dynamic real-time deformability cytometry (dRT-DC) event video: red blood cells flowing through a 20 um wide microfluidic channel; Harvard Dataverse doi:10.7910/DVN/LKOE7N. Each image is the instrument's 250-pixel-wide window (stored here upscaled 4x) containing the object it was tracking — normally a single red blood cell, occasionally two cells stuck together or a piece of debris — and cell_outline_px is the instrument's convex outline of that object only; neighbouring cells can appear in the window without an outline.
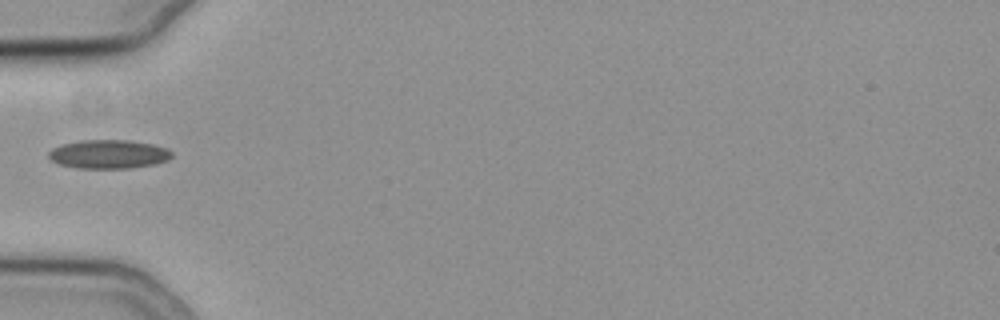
{"species": "common noctule bat (a hibernating species)", "species_latin": "Nyctalus noctula", "temperature_condition": "cold", "stored_images_in_passage": 37, "camera_frame_rate_fps": 3000, "um_per_image_px": 0.085, "animal": {"sex": "female", "body_mass_g": 19.3, "forearm_length_mm": 54.1}, "frame": {"image": 1, "passage_image": 1, "time_ms": 0.0, "image_size_px": [1000, 320], "cell_outline_px": [[172, 156], [168, 160], [156, 164], [132, 168], [76, 168], [60, 164], [52, 160], [48, 156], [48, 152], [52, 148], [64, 144], [80, 140], [128, 140], [152, 144], [168, 148], [172, 152]], "centroid_in_image_um": [9.26, 13.11], "position_along_channel_um": 75.7, "area_um2": 20.69}}
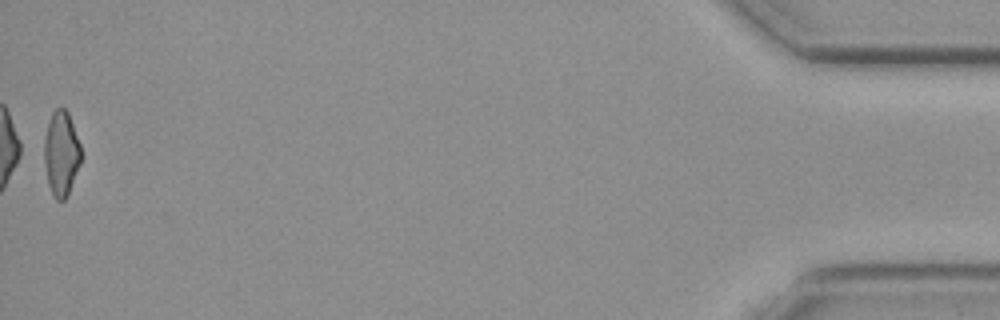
{"frame": {"image": 2, "passage_image": 37, "time_ms": 12.0, "image_size_px": [1000, 320], "cell_outline_px": [[80, 164], [68, 196], [64, 200], [56, 200], [52, 196], [48, 184], [44, 160], [44, 140], [48, 124], [52, 112], [56, 108], [64, 108], [68, 112], [80, 144]], "centroid_in_image_um": [5.2, 13.08], "position_along_channel_um": 430.0, "area_um2": 18.15}}